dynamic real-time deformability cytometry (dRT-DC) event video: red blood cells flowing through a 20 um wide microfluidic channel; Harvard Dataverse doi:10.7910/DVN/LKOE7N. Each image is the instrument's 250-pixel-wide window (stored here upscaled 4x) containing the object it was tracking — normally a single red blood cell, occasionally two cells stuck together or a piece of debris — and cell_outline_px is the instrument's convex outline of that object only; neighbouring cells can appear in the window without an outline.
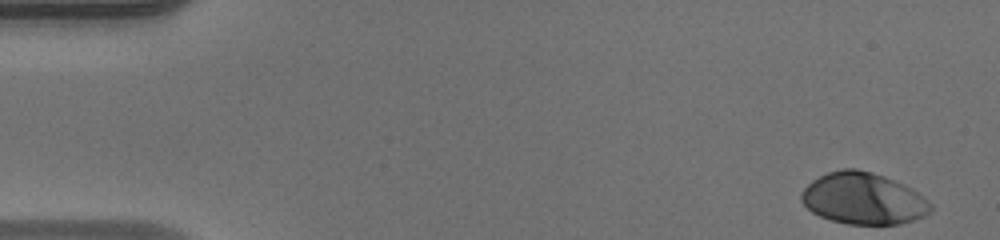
{"species": "human", "species_latin": "Homo sapiens", "temperature_condition": "warm", "stored_images_in_passage": 48, "camera_frame_rate_fps": 3000, "um_per_image_px": 0.085, "donor": {"sex": "male"}, "frame": {"image": 1, "passage_image": 1, "time_ms": 0.0, "image_size_px": [1000, 240], "cell_outline_px": [[932, 208], [924, 216], [900, 224], [848, 224], [832, 220], [820, 216], [812, 212], [800, 200], [800, 196], [804, 188], [812, 180], [828, 172], [844, 168], [856, 168], [872, 172], [884, 176], [904, 184], [912, 188], [924, 196], [932, 204]], "centroid_in_image_um": [73.39, 16.87], "position_along_channel_um": 11.6, "area_um2": 38.9}}
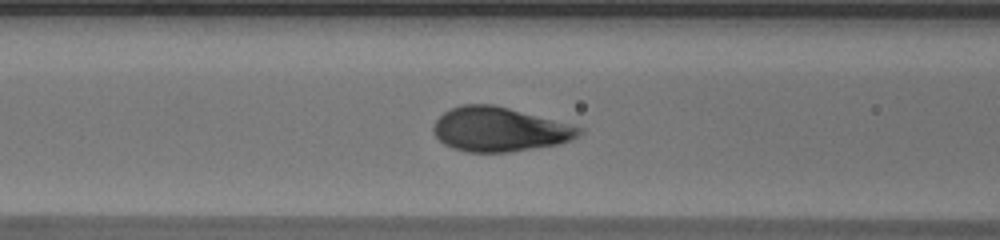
{"frame": {"image": 2, "passage_image": 19, "time_ms": 6.0, "image_size_px": [1000, 240], "cell_outline_px": [[584, 132], [580, 136], [572, 140], [560, 144], [508, 152], [464, 152], [452, 148], [444, 144], [432, 132], [432, 128], [436, 120], [444, 112], [460, 104], [492, 104], [508, 108], [584, 128]], "centroid_in_image_um": [42.45, 11.01], "position_along_channel_um": 124.2, "area_um2": 37.63}}
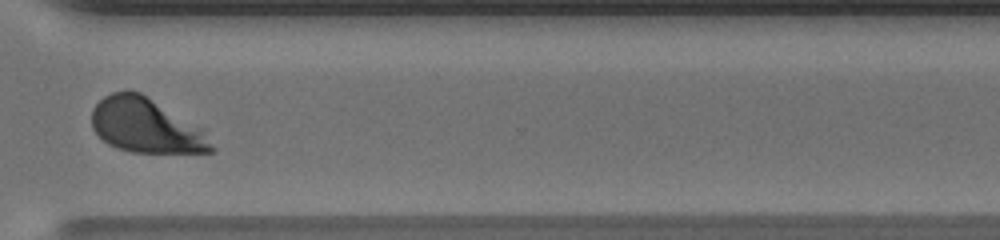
{"frame": {"image": 3, "passage_image": 36, "time_ms": 11.667, "image_size_px": [1000, 240], "cell_outline_px": [[216, 148], [212, 152], [132, 152], [108, 144], [92, 128], [92, 108], [104, 96], [112, 92], [140, 92], [204, 128]], "centroid_in_image_um": [12.45, 10.69], "position_along_channel_um": 358.1, "area_um2": 37.86}, "authors_computed_cell_mechanics": {"area_um2": 38.3792, "velocity_mm_per_s": 4.1294, "shape_relaxation_time_tau1_ms": 2.2624, "shape_relaxation_time_tau2_ms": null, "deformation_change_tau1": 0.1761, "deformation_change_tau2": null}}